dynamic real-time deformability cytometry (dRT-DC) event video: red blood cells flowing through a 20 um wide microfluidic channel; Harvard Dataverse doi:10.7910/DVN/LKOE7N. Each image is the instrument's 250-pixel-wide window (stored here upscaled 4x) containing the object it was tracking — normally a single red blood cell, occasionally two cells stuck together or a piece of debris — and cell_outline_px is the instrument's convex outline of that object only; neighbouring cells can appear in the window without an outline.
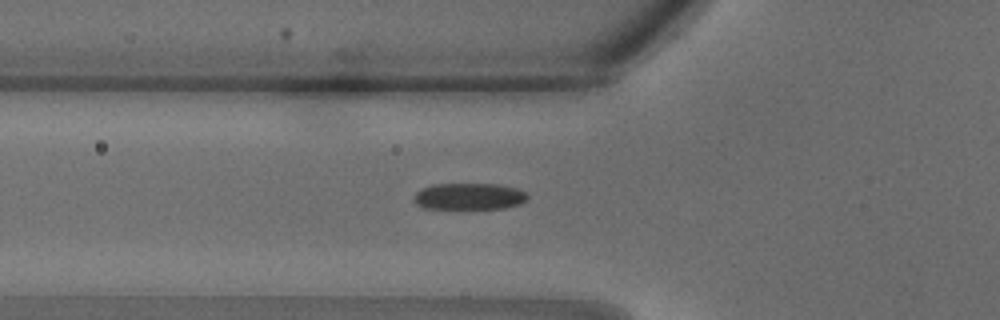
{"species": "common noctule bat (a hibernating species)", "species_latin": "Nyctalus noctula", "temperature_condition": "warm", "stored_images_in_passage": 29, "camera_frame_rate_fps": 3000, "um_per_image_px": 0.085, "animal": {"sex": "male", "body_mass_g": 18.8}, "frame": {"image": 1, "passage_image": 7, "time_ms": 2.0, "image_size_px": [1000, 320], "cell_outline_px": [[528, 196], [520, 204], [504, 208], [424, 208], [416, 204], [416, 192], [420, 188], [432, 184], [496, 184], [516, 188], [524, 192]], "centroid_in_image_um": [39.86, 16.68], "position_along_channel_um": 85.9, "area_um2": 17.34}}
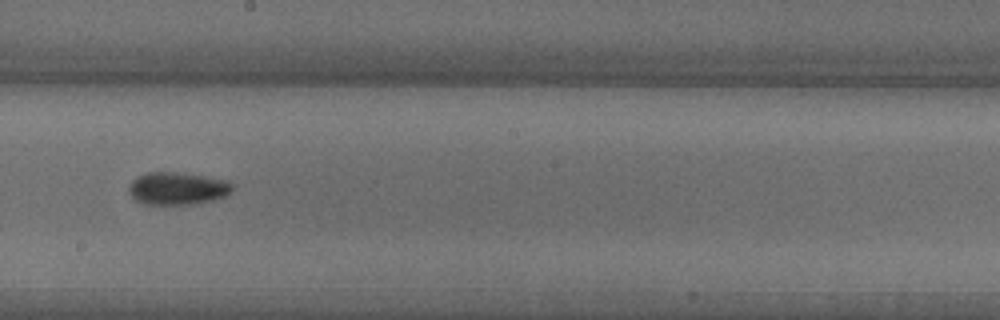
{"frame": {"image": 2, "passage_image": 14, "time_ms": 4.333, "image_size_px": [1000, 320], "cell_outline_px": [[232, 192], [216, 200], [192, 204], [144, 204], [136, 200], [128, 192], [128, 188], [132, 180], [136, 176], [148, 172], [176, 172], [204, 176], [224, 180], [232, 184]], "centroid_in_image_um": [15.06, 16.02], "position_along_channel_um": 233.1, "area_um2": 19.65}}
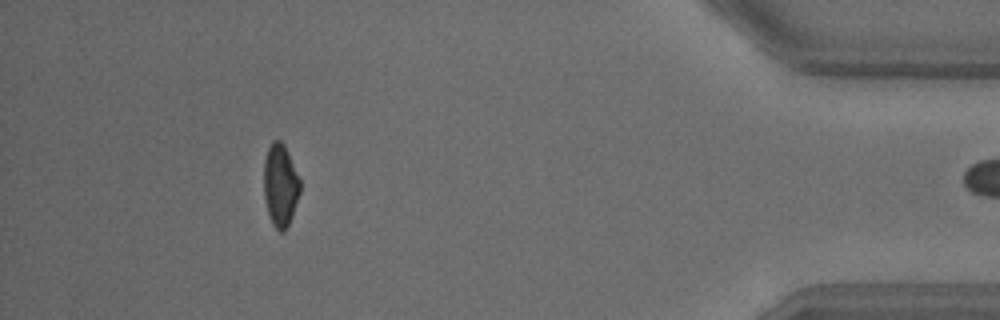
{"frame": {"image": 3, "passage_image": 25, "time_ms": 8.0, "image_size_px": [1000, 320], "cell_outline_px": [[300, 192], [292, 216], [284, 232], [280, 232], [272, 224], [264, 200], [264, 160], [268, 148], [272, 140], [280, 140], [284, 144], [288, 152], [300, 180]], "centroid_in_image_um": [23.82, 15.74], "position_along_channel_um": 411.4, "area_um2": 17.4}}